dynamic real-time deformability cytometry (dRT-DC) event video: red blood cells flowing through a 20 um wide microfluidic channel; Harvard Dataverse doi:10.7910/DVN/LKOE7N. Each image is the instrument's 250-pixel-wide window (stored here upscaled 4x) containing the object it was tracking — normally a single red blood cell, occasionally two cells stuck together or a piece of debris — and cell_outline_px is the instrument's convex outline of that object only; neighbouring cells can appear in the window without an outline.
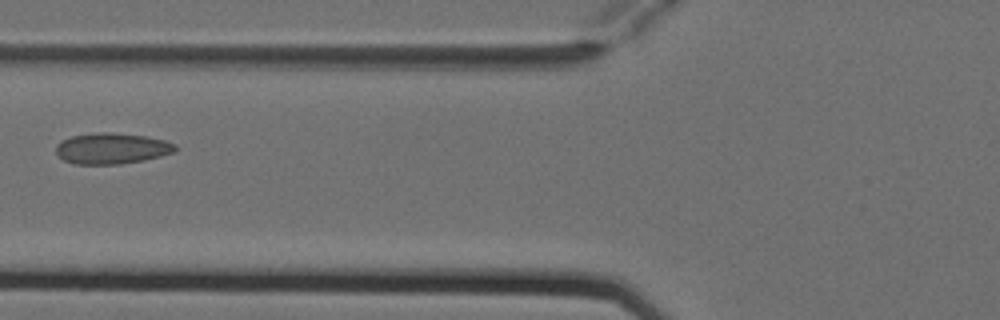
{"species": "Egyptian fruit bat (a non-hibernating species)", "species_latin": "Rousettus aegyptiacus", "temperature_condition": "cold", "stored_images_in_passage": 3, "camera_frame_rate_fps": 3000, "um_per_image_px": 0.085, "animal": {"sex": "female"}, "frame": {"image": 1, "passage_image": 3, "time_ms": 0.667, "image_size_px": [1000, 320], "cell_outline_px": [[176, 148], [172, 152], [160, 156], [144, 160], [120, 164], [76, 164], [64, 160], [56, 152], [56, 144], [60, 140], [72, 136], [96, 132], [112, 132], [144, 136], [164, 140], [176, 144]], "centroid_in_image_um": [9.47, 12.61], "position_along_channel_um": 116.3, "area_um2": 21.44}}